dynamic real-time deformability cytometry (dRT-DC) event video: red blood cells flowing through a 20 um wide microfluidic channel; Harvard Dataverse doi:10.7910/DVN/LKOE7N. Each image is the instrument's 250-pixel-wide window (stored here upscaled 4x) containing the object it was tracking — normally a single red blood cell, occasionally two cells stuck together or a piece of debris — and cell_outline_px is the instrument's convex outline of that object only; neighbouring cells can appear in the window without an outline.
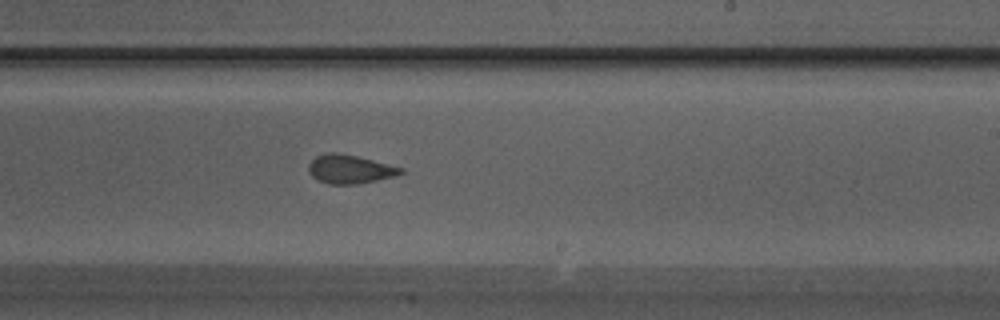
{"species": "Egyptian fruit bat (a non-hibernating species)", "species_latin": "Rousettus aegyptiacus", "temperature_condition": "warm", "stored_images_in_passage": 23, "camera_frame_rate_fps": 3000, "um_per_image_px": 0.085, "animal": {"sex": "male"}, "frame": {"image": 1, "passage_image": 10, "time_ms": 3.0, "image_size_px": [1000, 320], "cell_outline_px": [[404, 172], [396, 176], [356, 184], [328, 184], [316, 180], [308, 172], [308, 164], [316, 156], [328, 152], [336, 152], [356, 156], [404, 168]], "centroid_in_image_um": [29.71, 14.38], "position_along_channel_um": 259.3, "area_um2": 15.43}}